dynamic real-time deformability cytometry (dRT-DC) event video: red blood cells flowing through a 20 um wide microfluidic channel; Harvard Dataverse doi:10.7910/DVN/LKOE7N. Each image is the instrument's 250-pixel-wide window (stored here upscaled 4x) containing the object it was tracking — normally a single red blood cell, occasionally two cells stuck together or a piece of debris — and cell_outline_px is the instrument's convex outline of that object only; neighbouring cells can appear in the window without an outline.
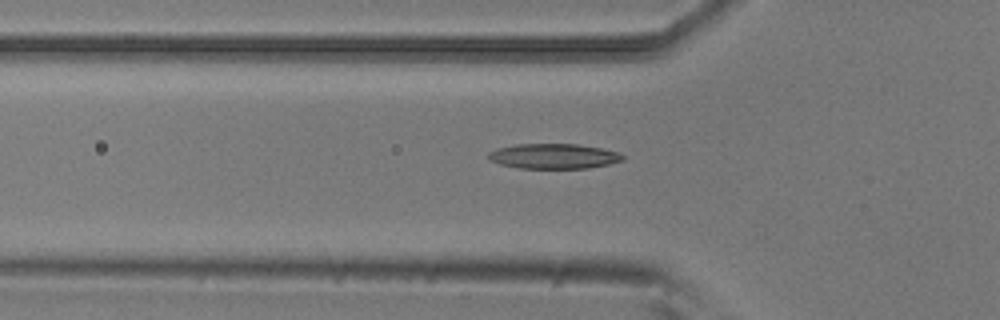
{"species": "common noctule bat (a hibernating species)", "species_latin": "Nyctalus noctula", "temperature_condition": "room temperature", "stored_images_in_passage": 40, "camera_frame_rate_fps": 3000, "um_per_image_px": 0.085, "animal": {"sex": "male", "body_mass_g": 20.5, "forearm_length_mm": 52.5}, "frame": {"image": 1, "passage_image": 7, "time_ms": 2.0, "image_size_px": [1000, 320], "cell_outline_px": [[624, 160], [608, 164], [588, 168], [520, 168], [500, 164], [488, 160], [488, 152], [496, 148], [516, 144], [576, 144], [600, 148], [616, 152], [624, 156]], "centroid_in_image_um": [47.01, 13.27], "position_along_channel_um": 78.8, "area_um2": 19.54}}
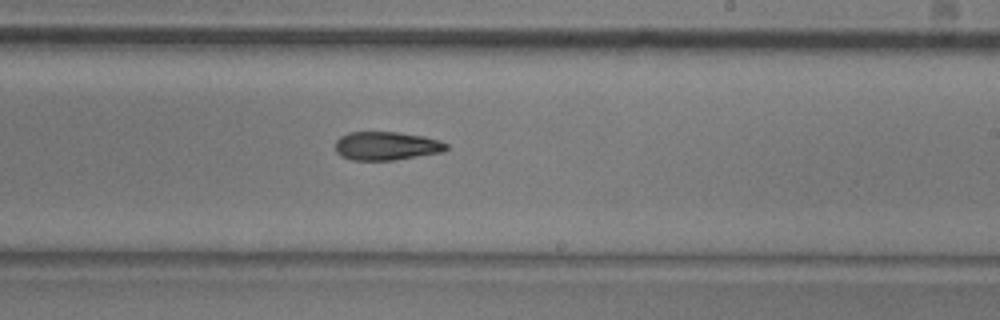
{"frame": {"image": 2, "passage_image": 21, "time_ms": 6.667, "image_size_px": [1000, 320], "cell_outline_px": [[448, 148], [444, 152], [392, 160], [352, 160], [340, 156], [336, 152], [336, 140], [340, 136], [348, 132], [396, 132], [424, 136], [440, 140], [448, 144]], "centroid_in_image_um": [32.85, 12.4], "position_along_channel_um": 256.2, "area_um2": 18.55}}
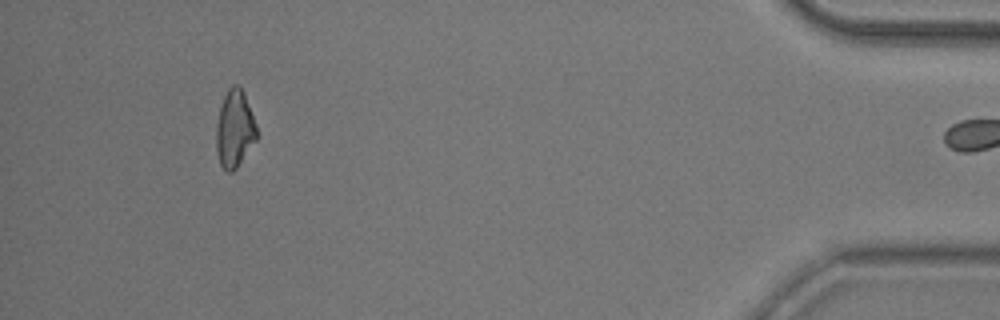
{"frame": {"image": 3, "passage_image": 39, "time_ms": 12.667, "image_size_px": [1000, 320], "cell_outline_px": [[260, 136], [236, 168], [232, 172], [228, 172], [220, 164], [216, 148], [216, 124], [220, 108], [224, 96], [228, 88], [232, 84], [240, 84], [244, 92], [256, 124]], "centroid_in_image_um": [19.97, 10.93], "position_along_channel_um": 415.2, "area_um2": 18.5}, "authors_computed_cell_mechanics": {"area_um2": 18.8717, "velocity_mm_per_s": 3.7805, "shape_relaxation_time_tau1_ms": 6.4469, "shape_relaxation_time_tau2_ms": 6.4316, "deformation_change_tau1": 0.166, "deformation_change_tau2": 0.1595}}